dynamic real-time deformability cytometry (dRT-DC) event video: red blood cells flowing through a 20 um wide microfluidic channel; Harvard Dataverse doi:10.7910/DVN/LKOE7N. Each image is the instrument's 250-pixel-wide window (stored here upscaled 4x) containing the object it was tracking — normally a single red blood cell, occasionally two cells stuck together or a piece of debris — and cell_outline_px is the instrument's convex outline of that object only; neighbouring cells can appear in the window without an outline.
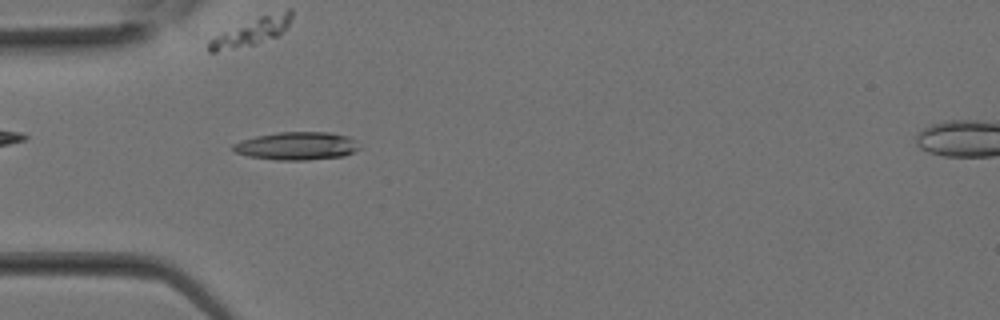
{"species": "Egyptian fruit bat (a non-hibernating species)", "species_latin": "Rousettus aegyptiacus", "temperature_condition": "room temperature", "stored_images_in_passage": 27, "camera_frame_rate_fps": 3000, "um_per_image_px": 0.085, "animal": {"sex": "female"}, "frame": {"image": 1, "passage_image": 6, "time_ms": 1.667, "image_size_px": [1000, 320], "cell_outline_px": [[360, 148], [344, 156], [308, 160], [276, 160], [248, 156], [236, 152], [232, 148], [232, 144], [256, 136], [276, 132], [332, 132], [348, 136]], "centroid_in_image_um": [25.21, 12.4], "position_along_channel_um": 59.8, "area_um2": 20.46}}
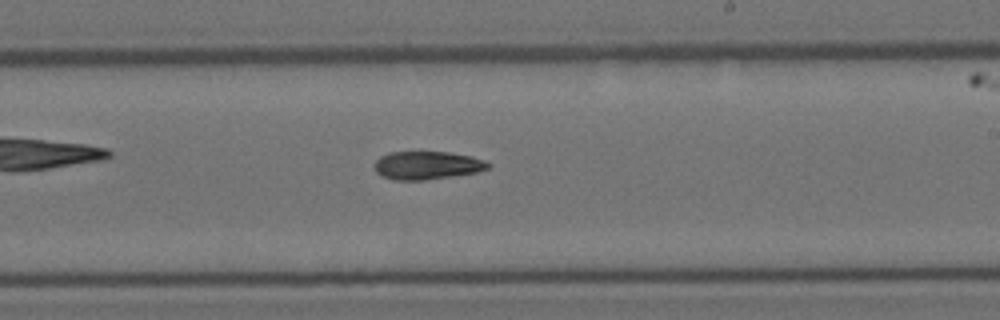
{"frame": {"image": 2, "passage_image": 15, "time_ms": 4.667, "image_size_px": [1000, 320], "cell_outline_px": [[492, 164], [488, 168], [476, 172], [452, 176], [424, 180], [392, 180], [380, 176], [372, 168], [372, 164], [380, 156], [388, 152], [448, 152], [472, 156], [484, 160]], "centroid_in_image_um": [36.24, 14.05], "position_along_channel_um": 252.8, "area_um2": 18.9}}
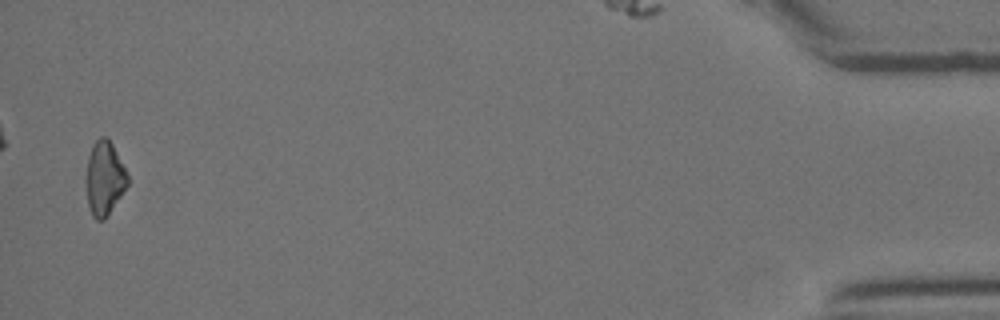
{"frame": {"image": 3, "passage_image": 27, "time_ms": 8.667, "image_size_px": [1000, 320], "cell_outline_px": [[128, 184], [104, 220], [96, 220], [92, 216], [88, 204], [84, 184], [84, 176], [88, 156], [92, 144], [100, 136], [104, 136], [112, 144], [128, 176]], "centroid_in_image_um": [8.82, 15.16], "position_along_channel_um": 426.4, "area_um2": 17.98}}